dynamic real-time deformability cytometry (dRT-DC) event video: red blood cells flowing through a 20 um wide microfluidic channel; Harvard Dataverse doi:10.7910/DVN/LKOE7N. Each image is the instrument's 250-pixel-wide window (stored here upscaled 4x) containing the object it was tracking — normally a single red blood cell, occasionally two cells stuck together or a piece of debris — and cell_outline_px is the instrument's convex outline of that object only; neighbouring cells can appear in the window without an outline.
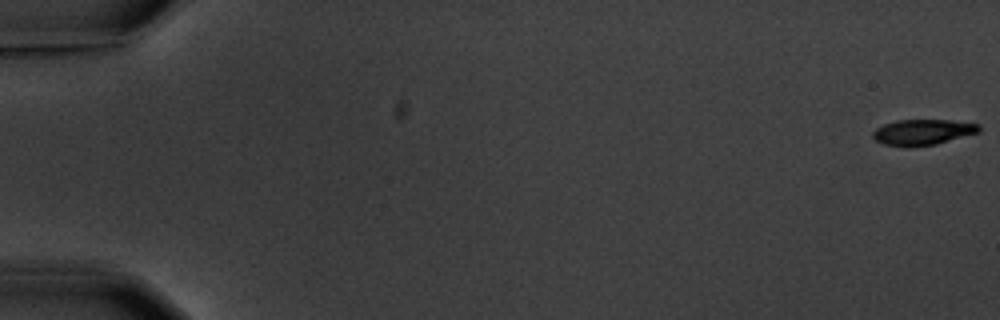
{"species": "common noctule bat (a hibernating species)", "species_latin": "Nyctalus noctula", "temperature_condition": "warm", "stored_images_in_passage": 6, "camera_frame_rate_fps": 3000, "um_per_image_px": 0.085, "animal": {"sex": "male", "body_mass_g": 20.1, "forearm_length_mm": 53.5}, "frame": {"image": 1, "passage_image": 1, "time_ms": 0.0, "image_size_px": [1000, 320], "cell_outline_px": [[980, 132], [936, 144], [912, 148], [908, 148], [884, 144], [876, 140], [872, 136], [872, 132], [876, 128], [884, 124], [896, 120], [948, 120], [980, 124]], "centroid_in_image_um": [78.42, 11.24], "position_along_channel_um": 6.6, "area_um2": 16.07}}
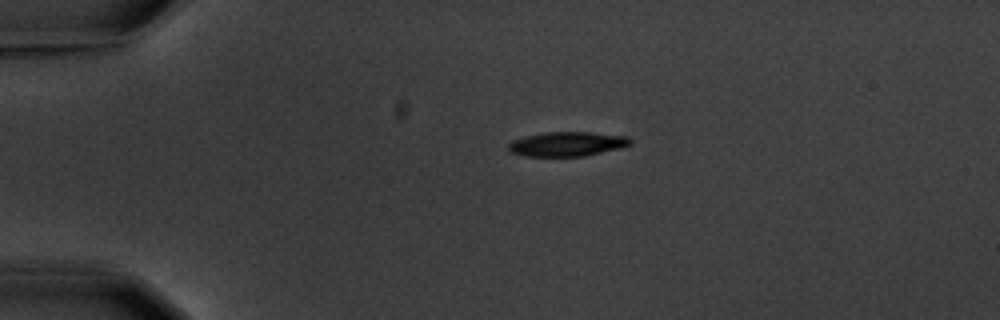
{"frame": {"image": 2, "passage_image": 5, "time_ms": 4.333, "image_size_px": [1000, 320], "cell_outline_px": [[632, 144], [620, 148], [584, 156], [524, 156], [512, 152], [508, 148], [508, 144], [512, 140], [524, 136], [544, 132], [588, 132], [628, 136], [632, 140]], "centroid_in_image_um": [48.21, 12.23], "position_along_channel_um": 36.8, "area_um2": 17.4}}